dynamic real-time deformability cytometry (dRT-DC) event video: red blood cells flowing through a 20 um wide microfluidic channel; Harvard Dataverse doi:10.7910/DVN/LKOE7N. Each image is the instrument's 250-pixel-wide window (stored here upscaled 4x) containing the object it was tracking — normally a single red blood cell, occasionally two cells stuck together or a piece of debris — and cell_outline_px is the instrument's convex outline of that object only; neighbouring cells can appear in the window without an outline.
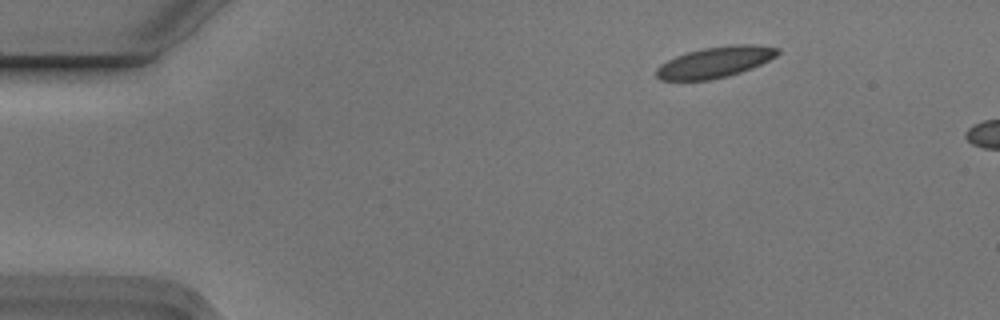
{"species": "Egyptian fruit bat (a non-hibernating species)", "species_latin": "Rousettus aegyptiacus", "temperature_condition": "cold", "stored_images_in_passage": 5, "camera_frame_rate_fps": 3000, "um_per_image_px": 0.085, "animal": {"sex": "male"}, "frame": {"image": 1, "passage_image": 2, "time_ms": 0.333, "image_size_px": [1000, 320], "cell_outline_px": [[780, 52], [776, 56], [752, 68], [740, 72], [708, 80], [660, 80], [656, 76], [656, 68], [660, 64], [676, 56], [688, 52], [704, 48], [732, 44], [752, 44], [780, 48]], "centroid_in_image_um": [60.78, 5.27], "position_along_channel_um": 24.2, "area_um2": 21.68}}